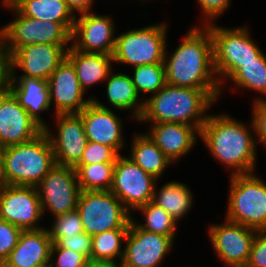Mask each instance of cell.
Here are the masks:
<instances>
[{
  "mask_svg": "<svg viewBox=\"0 0 266 267\" xmlns=\"http://www.w3.org/2000/svg\"><path fill=\"white\" fill-rule=\"evenodd\" d=\"M199 140L212 158L228 168L230 176L256 171L258 145L252 120L247 125L227 112H212L201 128Z\"/></svg>",
  "mask_w": 266,
  "mask_h": 267,
  "instance_id": "1",
  "label": "cell"
},
{
  "mask_svg": "<svg viewBox=\"0 0 266 267\" xmlns=\"http://www.w3.org/2000/svg\"><path fill=\"white\" fill-rule=\"evenodd\" d=\"M182 39L171 53H168L166 46L163 60L166 83L202 90H221L213 65V40L209 29L193 25Z\"/></svg>",
  "mask_w": 266,
  "mask_h": 267,
  "instance_id": "2",
  "label": "cell"
},
{
  "mask_svg": "<svg viewBox=\"0 0 266 267\" xmlns=\"http://www.w3.org/2000/svg\"><path fill=\"white\" fill-rule=\"evenodd\" d=\"M221 98V90H202L166 84L144 101V109L137 122H174L191 125L199 132Z\"/></svg>",
  "mask_w": 266,
  "mask_h": 267,
  "instance_id": "3",
  "label": "cell"
},
{
  "mask_svg": "<svg viewBox=\"0 0 266 267\" xmlns=\"http://www.w3.org/2000/svg\"><path fill=\"white\" fill-rule=\"evenodd\" d=\"M54 165L53 149L43 130L28 142L5 147L3 184L36 187Z\"/></svg>",
  "mask_w": 266,
  "mask_h": 267,
  "instance_id": "4",
  "label": "cell"
},
{
  "mask_svg": "<svg viewBox=\"0 0 266 267\" xmlns=\"http://www.w3.org/2000/svg\"><path fill=\"white\" fill-rule=\"evenodd\" d=\"M1 7L14 13V19L0 27V43L9 59L19 48L33 44H53L71 47V33L61 24L40 21L21 15L7 0Z\"/></svg>",
  "mask_w": 266,
  "mask_h": 267,
  "instance_id": "5",
  "label": "cell"
},
{
  "mask_svg": "<svg viewBox=\"0 0 266 267\" xmlns=\"http://www.w3.org/2000/svg\"><path fill=\"white\" fill-rule=\"evenodd\" d=\"M213 40V65L221 86L248 61H255L263 50L254 42L249 26H226L212 23L206 26Z\"/></svg>",
  "mask_w": 266,
  "mask_h": 267,
  "instance_id": "6",
  "label": "cell"
},
{
  "mask_svg": "<svg viewBox=\"0 0 266 267\" xmlns=\"http://www.w3.org/2000/svg\"><path fill=\"white\" fill-rule=\"evenodd\" d=\"M229 177L225 218L257 231H266V182L255 172Z\"/></svg>",
  "mask_w": 266,
  "mask_h": 267,
  "instance_id": "7",
  "label": "cell"
},
{
  "mask_svg": "<svg viewBox=\"0 0 266 267\" xmlns=\"http://www.w3.org/2000/svg\"><path fill=\"white\" fill-rule=\"evenodd\" d=\"M168 25L162 21L122 34L117 33L113 53L115 64L137 67L163 63L167 46Z\"/></svg>",
  "mask_w": 266,
  "mask_h": 267,
  "instance_id": "8",
  "label": "cell"
},
{
  "mask_svg": "<svg viewBox=\"0 0 266 267\" xmlns=\"http://www.w3.org/2000/svg\"><path fill=\"white\" fill-rule=\"evenodd\" d=\"M88 235L114 229H129L132 214L109 191H81L76 208Z\"/></svg>",
  "mask_w": 266,
  "mask_h": 267,
  "instance_id": "9",
  "label": "cell"
},
{
  "mask_svg": "<svg viewBox=\"0 0 266 267\" xmlns=\"http://www.w3.org/2000/svg\"><path fill=\"white\" fill-rule=\"evenodd\" d=\"M127 155L121 154L115 161L110 191L134 215L139 207L152 201L157 179L142 170Z\"/></svg>",
  "mask_w": 266,
  "mask_h": 267,
  "instance_id": "10",
  "label": "cell"
},
{
  "mask_svg": "<svg viewBox=\"0 0 266 267\" xmlns=\"http://www.w3.org/2000/svg\"><path fill=\"white\" fill-rule=\"evenodd\" d=\"M43 214L55 217L75 210L81 193L76 170L55 164L36 186Z\"/></svg>",
  "mask_w": 266,
  "mask_h": 267,
  "instance_id": "11",
  "label": "cell"
},
{
  "mask_svg": "<svg viewBox=\"0 0 266 267\" xmlns=\"http://www.w3.org/2000/svg\"><path fill=\"white\" fill-rule=\"evenodd\" d=\"M176 236L148 232L141 229L132 219L125 238L122 267H161Z\"/></svg>",
  "mask_w": 266,
  "mask_h": 267,
  "instance_id": "12",
  "label": "cell"
},
{
  "mask_svg": "<svg viewBox=\"0 0 266 267\" xmlns=\"http://www.w3.org/2000/svg\"><path fill=\"white\" fill-rule=\"evenodd\" d=\"M224 219L207 228L213 252L222 267H245L257 230Z\"/></svg>",
  "mask_w": 266,
  "mask_h": 267,
  "instance_id": "13",
  "label": "cell"
},
{
  "mask_svg": "<svg viewBox=\"0 0 266 267\" xmlns=\"http://www.w3.org/2000/svg\"><path fill=\"white\" fill-rule=\"evenodd\" d=\"M44 214L34 186L0 185V219L22 230H37Z\"/></svg>",
  "mask_w": 266,
  "mask_h": 267,
  "instance_id": "14",
  "label": "cell"
},
{
  "mask_svg": "<svg viewBox=\"0 0 266 267\" xmlns=\"http://www.w3.org/2000/svg\"><path fill=\"white\" fill-rule=\"evenodd\" d=\"M109 15V16H108ZM94 11L76 15L71 34V45L86 53L113 55L116 45L117 25L110 14Z\"/></svg>",
  "mask_w": 266,
  "mask_h": 267,
  "instance_id": "15",
  "label": "cell"
},
{
  "mask_svg": "<svg viewBox=\"0 0 266 267\" xmlns=\"http://www.w3.org/2000/svg\"><path fill=\"white\" fill-rule=\"evenodd\" d=\"M55 131L44 129L54 153L55 164L74 167L81 159L88 139L78 113L54 114ZM52 130V131H51Z\"/></svg>",
  "mask_w": 266,
  "mask_h": 267,
  "instance_id": "16",
  "label": "cell"
},
{
  "mask_svg": "<svg viewBox=\"0 0 266 267\" xmlns=\"http://www.w3.org/2000/svg\"><path fill=\"white\" fill-rule=\"evenodd\" d=\"M69 48L53 44L26 45L8 59V73H16L19 69L23 72L19 76L48 80L66 58Z\"/></svg>",
  "mask_w": 266,
  "mask_h": 267,
  "instance_id": "17",
  "label": "cell"
},
{
  "mask_svg": "<svg viewBox=\"0 0 266 267\" xmlns=\"http://www.w3.org/2000/svg\"><path fill=\"white\" fill-rule=\"evenodd\" d=\"M54 114L80 113L91 101L85 98L73 64L65 58L48 79Z\"/></svg>",
  "mask_w": 266,
  "mask_h": 267,
  "instance_id": "18",
  "label": "cell"
},
{
  "mask_svg": "<svg viewBox=\"0 0 266 267\" xmlns=\"http://www.w3.org/2000/svg\"><path fill=\"white\" fill-rule=\"evenodd\" d=\"M42 131L14 95L6 89L0 95V145L5 148L25 143Z\"/></svg>",
  "mask_w": 266,
  "mask_h": 267,
  "instance_id": "19",
  "label": "cell"
},
{
  "mask_svg": "<svg viewBox=\"0 0 266 267\" xmlns=\"http://www.w3.org/2000/svg\"><path fill=\"white\" fill-rule=\"evenodd\" d=\"M88 141L112 147L119 155L127 146L123 135V117L116 110L103 108L91 101L80 113Z\"/></svg>",
  "mask_w": 266,
  "mask_h": 267,
  "instance_id": "20",
  "label": "cell"
},
{
  "mask_svg": "<svg viewBox=\"0 0 266 267\" xmlns=\"http://www.w3.org/2000/svg\"><path fill=\"white\" fill-rule=\"evenodd\" d=\"M17 74L19 73H8L6 88L14 95L29 116L44 130L48 122L42 118L41 114L52 110L49 82L37 77L18 76Z\"/></svg>",
  "mask_w": 266,
  "mask_h": 267,
  "instance_id": "21",
  "label": "cell"
},
{
  "mask_svg": "<svg viewBox=\"0 0 266 267\" xmlns=\"http://www.w3.org/2000/svg\"><path fill=\"white\" fill-rule=\"evenodd\" d=\"M148 128L145 133L173 164H179L178 161L196 146L197 138L200 139L195 127L182 123H149Z\"/></svg>",
  "mask_w": 266,
  "mask_h": 267,
  "instance_id": "22",
  "label": "cell"
},
{
  "mask_svg": "<svg viewBox=\"0 0 266 267\" xmlns=\"http://www.w3.org/2000/svg\"><path fill=\"white\" fill-rule=\"evenodd\" d=\"M52 244L45 226L37 230H23L16 247L0 267L49 266Z\"/></svg>",
  "mask_w": 266,
  "mask_h": 267,
  "instance_id": "23",
  "label": "cell"
},
{
  "mask_svg": "<svg viewBox=\"0 0 266 267\" xmlns=\"http://www.w3.org/2000/svg\"><path fill=\"white\" fill-rule=\"evenodd\" d=\"M112 70L108 78L105 80L106 86L104 87L106 91V104L100 102L96 97H92V101L103 108L116 109L125 112H130L129 118L133 121H138L142 115L144 109V100L140 98L136 91L135 85L133 84L131 75L127 72H113ZM109 104V105H107ZM112 107V108H111Z\"/></svg>",
  "mask_w": 266,
  "mask_h": 267,
  "instance_id": "24",
  "label": "cell"
},
{
  "mask_svg": "<svg viewBox=\"0 0 266 267\" xmlns=\"http://www.w3.org/2000/svg\"><path fill=\"white\" fill-rule=\"evenodd\" d=\"M66 58L73 64L81 88L87 94L90 87L105 82L114 68L113 55L86 53L76 50L72 45Z\"/></svg>",
  "mask_w": 266,
  "mask_h": 267,
  "instance_id": "25",
  "label": "cell"
},
{
  "mask_svg": "<svg viewBox=\"0 0 266 267\" xmlns=\"http://www.w3.org/2000/svg\"><path fill=\"white\" fill-rule=\"evenodd\" d=\"M2 1V0H1ZM21 15L61 23L71 34L76 16L65 0H7Z\"/></svg>",
  "mask_w": 266,
  "mask_h": 267,
  "instance_id": "26",
  "label": "cell"
},
{
  "mask_svg": "<svg viewBox=\"0 0 266 267\" xmlns=\"http://www.w3.org/2000/svg\"><path fill=\"white\" fill-rule=\"evenodd\" d=\"M131 138L130 154L127 157L146 173L161 181L165 170L173 163L144 131L134 133Z\"/></svg>",
  "mask_w": 266,
  "mask_h": 267,
  "instance_id": "27",
  "label": "cell"
},
{
  "mask_svg": "<svg viewBox=\"0 0 266 267\" xmlns=\"http://www.w3.org/2000/svg\"><path fill=\"white\" fill-rule=\"evenodd\" d=\"M158 183L157 180L152 202L170 214L179 224L194 205L193 192L189 186L178 180L168 181L160 188L157 186Z\"/></svg>",
  "mask_w": 266,
  "mask_h": 267,
  "instance_id": "28",
  "label": "cell"
},
{
  "mask_svg": "<svg viewBox=\"0 0 266 267\" xmlns=\"http://www.w3.org/2000/svg\"><path fill=\"white\" fill-rule=\"evenodd\" d=\"M225 84L232 86L229 91L246 89L261 95H257V97L255 96L253 101H266V54L264 51L255 58V61H248L241 64V66L227 79V83H224V86H221V97L225 91L223 88L225 87Z\"/></svg>",
  "mask_w": 266,
  "mask_h": 267,
  "instance_id": "29",
  "label": "cell"
},
{
  "mask_svg": "<svg viewBox=\"0 0 266 267\" xmlns=\"http://www.w3.org/2000/svg\"><path fill=\"white\" fill-rule=\"evenodd\" d=\"M127 233L128 229H114L93 235L91 259L121 263Z\"/></svg>",
  "mask_w": 266,
  "mask_h": 267,
  "instance_id": "30",
  "label": "cell"
},
{
  "mask_svg": "<svg viewBox=\"0 0 266 267\" xmlns=\"http://www.w3.org/2000/svg\"><path fill=\"white\" fill-rule=\"evenodd\" d=\"M81 191H109L113 181L115 163L75 165Z\"/></svg>",
  "mask_w": 266,
  "mask_h": 267,
  "instance_id": "31",
  "label": "cell"
},
{
  "mask_svg": "<svg viewBox=\"0 0 266 267\" xmlns=\"http://www.w3.org/2000/svg\"><path fill=\"white\" fill-rule=\"evenodd\" d=\"M136 211L141 212L144 216L145 223H140L132 215V220L143 230L148 232L162 234L165 236H176L178 222L161 207L154 204L152 201L144 206L139 207Z\"/></svg>",
  "mask_w": 266,
  "mask_h": 267,
  "instance_id": "32",
  "label": "cell"
},
{
  "mask_svg": "<svg viewBox=\"0 0 266 267\" xmlns=\"http://www.w3.org/2000/svg\"><path fill=\"white\" fill-rule=\"evenodd\" d=\"M133 70V71H132ZM133 84L142 100L154 95L166 83V73L163 63L147 64L131 68ZM146 95L144 98L143 96Z\"/></svg>",
  "mask_w": 266,
  "mask_h": 267,
  "instance_id": "33",
  "label": "cell"
},
{
  "mask_svg": "<svg viewBox=\"0 0 266 267\" xmlns=\"http://www.w3.org/2000/svg\"><path fill=\"white\" fill-rule=\"evenodd\" d=\"M48 227L50 238L78 236L80 233L85 232L77 209L53 217V221Z\"/></svg>",
  "mask_w": 266,
  "mask_h": 267,
  "instance_id": "34",
  "label": "cell"
},
{
  "mask_svg": "<svg viewBox=\"0 0 266 267\" xmlns=\"http://www.w3.org/2000/svg\"><path fill=\"white\" fill-rule=\"evenodd\" d=\"M119 154L110 146L88 141L80 161L76 165L115 163Z\"/></svg>",
  "mask_w": 266,
  "mask_h": 267,
  "instance_id": "35",
  "label": "cell"
},
{
  "mask_svg": "<svg viewBox=\"0 0 266 267\" xmlns=\"http://www.w3.org/2000/svg\"><path fill=\"white\" fill-rule=\"evenodd\" d=\"M87 261L83 254L52 244L49 267H85Z\"/></svg>",
  "mask_w": 266,
  "mask_h": 267,
  "instance_id": "36",
  "label": "cell"
},
{
  "mask_svg": "<svg viewBox=\"0 0 266 267\" xmlns=\"http://www.w3.org/2000/svg\"><path fill=\"white\" fill-rule=\"evenodd\" d=\"M22 231L14 224L0 219V266L16 247Z\"/></svg>",
  "mask_w": 266,
  "mask_h": 267,
  "instance_id": "37",
  "label": "cell"
},
{
  "mask_svg": "<svg viewBox=\"0 0 266 267\" xmlns=\"http://www.w3.org/2000/svg\"><path fill=\"white\" fill-rule=\"evenodd\" d=\"M52 242L60 248L71 249L83 254L87 259H91L92 236L86 232L78 236H65L64 238H51Z\"/></svg>",
  "mask_w": 266,
  "mask_h": 267,
  "instance_id": "38",
  "label": "cell"
},
{
  "mask_svg": "<svg viewBox=\"0 0 266 267\" xmlns=\"http://www.w3.org/2000/svg\"><path fill=\"white\" fill-rule=\"evenodd\" d=\"M232 0H197L200 5V11L203 14L200 16V26H207L215 23L231 6ZM215 20V21H214Z\"/></svg>",
  "mask_w": 266,
  "mask_h": 267,
  "instance_id": "39",
  "label": "cell"
},
{
  "mask_svg": "<svg viewBox=\"0 0 266 267\" xmlns=\"http://www.w3.org/2000/svg\"><path fill=\"white\" fill-rule=\"evenodd\" d=\"M252 105L251 120L257 145L265 146L266 149V101H253Z\"/></svg>",
  "mask_w": 266,
  "mask_h": 267,
  "instance_id": "40",
  "label": "cell"
},
{
  "mask_svg": "<svg viewBox=\"0 0 266 267\" xmlns=\"http://www.w3.org/2000/svg\"><path fill=\"white\" fill-rule=\"evenodd\" d=\"M245 267H266V231H257Z\"/></svg>",
  "mask_w": 266,
  "mask_h": 267,
  "instance_id": "41",
  "label": "cell"
},
{
  "mask_svg": "<svg viewBox=\"0 0 266 267\" xmlns=\"http://www.w3.org/2000/svg\"><path fill=\"white\" fill-rule=\"evenodd\" d=\"M68 8L72 11V13L76 16L92 12V6H94L95 0H65Z\"/></svg>",
  "mask_w": 266,
  "mask_h": 267,
  "instance_id": "42",
  "label": "cell"
},
{
  "mask_svg": "<svg viewBox=\"0 0 266 267\" xmlns=\"http://www.w3.org/2000/svg\"><path fill=\"white\" fill-rule=\"evenodd\" d=\"M8 75V58L0 43V91H5Z\"/></svg>",
  "mask_w": 266,
  "mask_h": 267,
  "instance_id": "43",
  "label": "cell"
},
{
  "mask_svg": "<svg viewBox=\"0 0 266 267\" xmlns=\"http://www.w3.org/2000/svg\"><path fill=\"white\" fill-rule=\"evenodd\" d=\"M85 267H122V265L114 261L88 259Z\"/></svg>",
  "mask_w": 266,
  "mask_h": 267,
  "instance_id": "44",
  "label": "cell"
},
{
  "mask_svg": "<svg viewBox=\"0 0 266 267\" xmlns=\"http://www.w3.org/2000/svg\"><path fill=\"white\" fill-rule=\"evenodd\" d=\"M4 150H5V148L0 145V185H3Z\"/></svg>",
  "mask_w": 266,
  "mask_h": 267,
  "instance_id": "45",
  "label": "cell"
},
{
  "mask_svg": "<svg viewBox=\"0 0 266 267\" xmlns=\"http://www.w3.org/2000/svg\"><path fill=\"white\" fill-rule=\"evenodd\" d=\"M146 1H147V0H145V2H146ZM139 2L142 4V3H144V0H140Z\"/></svg>",
  "mask_w": 266,
  "mask_h": 267,
  "instance_id": "46",
  "label": "cell"
}]
</instances>
